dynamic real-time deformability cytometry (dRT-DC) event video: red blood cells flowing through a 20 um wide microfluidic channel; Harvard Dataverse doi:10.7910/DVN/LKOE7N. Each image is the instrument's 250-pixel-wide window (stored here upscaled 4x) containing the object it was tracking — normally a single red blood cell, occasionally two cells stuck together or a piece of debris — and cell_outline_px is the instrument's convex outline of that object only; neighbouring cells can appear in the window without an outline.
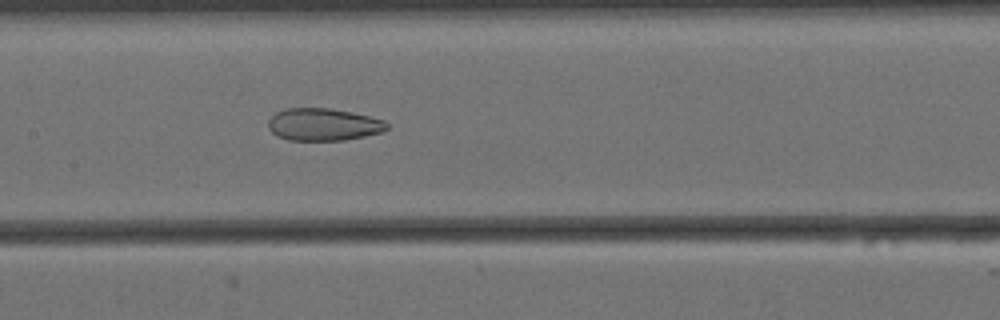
{"species": "Egyptian fruit bat (a non-hibernating species)", "species_latin": "Rousettus aegyptiacus", "temperature_condition": "cold", "stored_images_in_passage": 57, "camera_frame_rate_fps": 3000, "um_per_image_px": 0.085, "animal": {"sex": "female"}, "frame": {"image": 1, "passage_image": 26, "time_ms": 8.333, "image_size_px": [1000, 320], "cell_outline_px": [[388, 128], [384, 132], [344, 140], [288, 140], [276, 136], [268, 128], [268, 120], [276, 112], [288, 108], [328, 108], [352, 112], [384, 120], [388, 124]], "centroid_in_image_um": [27.48, 10.58], "position_along_channel_um": 179.9, "area_um2": 22.43}}
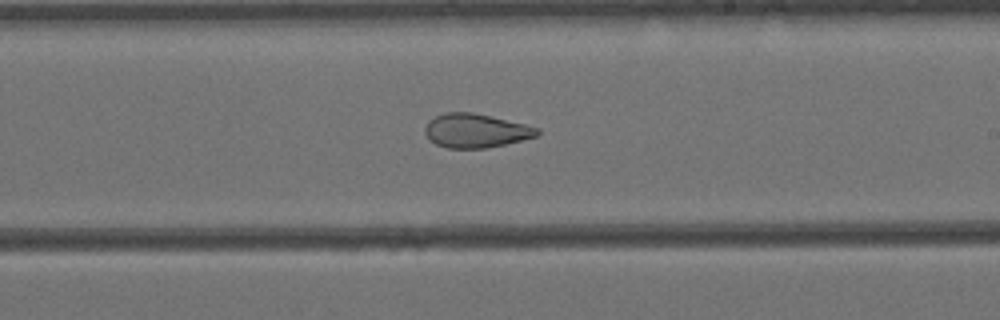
{"frame": {"image": 2, "passage_image": 32, "time_ms": 10.333, "image_size_px": [1000, 320], "cell_outline_px": [[540, 132], [536, 136], [504, 144], [484, 148], [448, 148], [436, 144], [428, 140], [424, 132], [424, 128], [428, 120], [444, 112], [472, 112], [524, 124], [540, 128]], "centroid_in_image_um": [40.38, 11.1], "position_along_channel_um": 248.6, "area_um2": 22.08}}
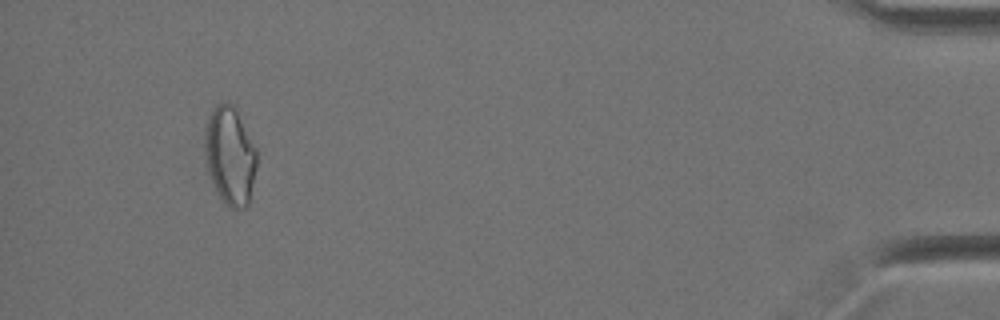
{"frame": {"image": 3, "passage_image": 53, "time_ms": 17.333, "image_size_px": [1000, 320], "cell_outline_px": [[256, 168], [248, 204], [244, 208], [228, 208], [224, 204], [216, 192], [208, 172], [204, 160], [204, 128], [208, 116], [212, 108], [216, 104], [224, 100], [228, 100], [236, 108], [256, 148]], "centroid_in_image_um": [19.51, 13.19], "position_along_channel_um": 415.7, "area_um2": 30.35}, "authors_computed_cell_mechanics": {"area_um2": 27.3972, "velocity_mm_per_s": 3.4509, "shape_relaxation_time_tau1_ms": null, "shape_relaxation_time_tau2_ms": 3.1979, "deformation_change_tau1": null, "deformation_change_tau2": 0.1107}}